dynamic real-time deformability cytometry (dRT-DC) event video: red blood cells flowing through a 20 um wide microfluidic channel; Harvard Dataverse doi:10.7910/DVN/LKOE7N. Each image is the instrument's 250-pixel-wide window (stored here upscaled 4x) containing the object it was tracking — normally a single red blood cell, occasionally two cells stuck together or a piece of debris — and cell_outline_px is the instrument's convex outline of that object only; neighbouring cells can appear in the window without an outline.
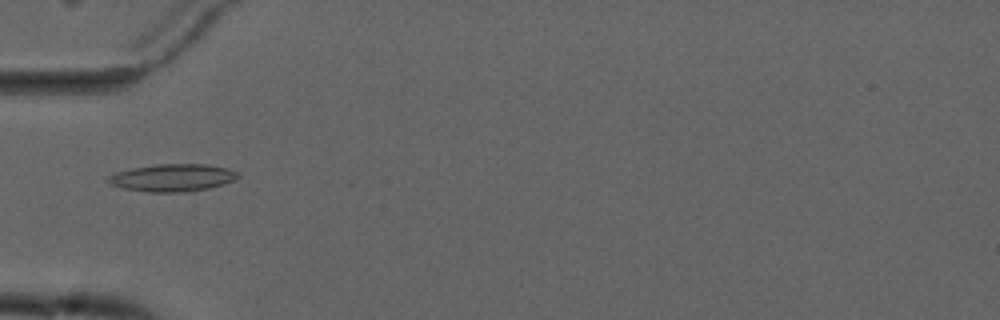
{"species": "common noctule bat (a hibernating species)", "species_latin": "Nyctalus noctula", "temperature_condition": "cold", "stored_images_in_passage": 3, "camera_frame_rate_fps": 3000, "um_per_image_px": 0.085, "animal": {"sex": "male", "forearm_length_mm": 52.5}, "frame": {"image": 1, "passage_image": 1, "time_ms": 0.0, "image_size_px": [1000, 320], "cell_outline_px": [[240, 176], [236, 180], [224, 184], [192, 192], [148, 192], [120, 188], [108, 184], [104, 180], [108, 176], [116, 172], [132, 168], [156, 164], [208, 164], [228, 168], [240, 172]], "centroid_in_image_um": [14.66, 15.11], "position_along_channel_um": 70.3, "area_um2": 21.27}}
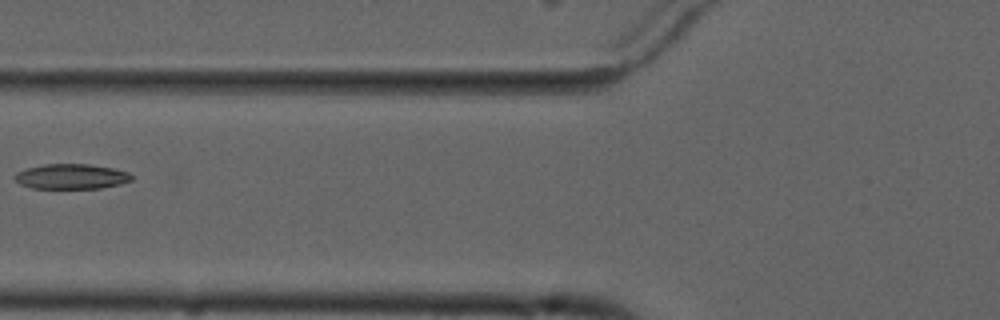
{"frame": {"image": 2, "passage_image": 2, "time_ms": 1.333, "image_size_px": [1000, 320], "cell_outline_px": [[132, 180], [120, 184], [100, 188], [32, 188], [20, 184], [12, 176], [16, 172], [28, 168], [44, 164], [88, 164], [112, 168], [128, 172], [132, 176]], "centroid_in_image_um": [6.04, 15.0], "position_along_channel_um": 119.8, "area_um2": 16.99}}
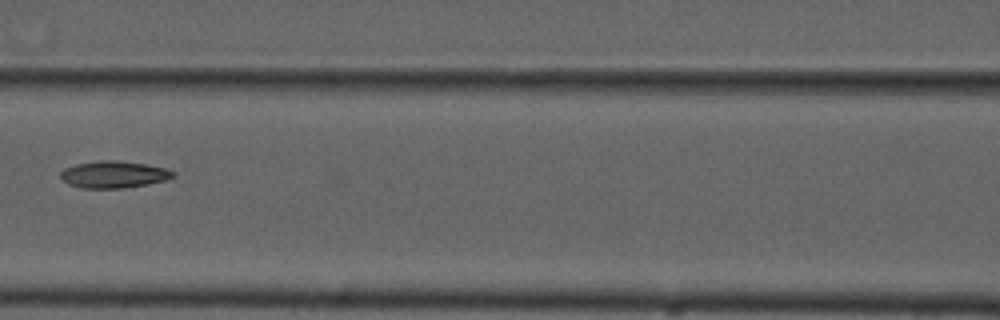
{"frame": {"image": 3, "passage_image": 3, "time_ms": 2.333, "image_size_px": [1000, 320], "cell_outline_px": [[176, 176], [164, 180], [148, 184], [124, 188], [80, 188], [68, 184], [60, 176], [60, 172], [64, 168], [76, 164], [100, 160], [116, 160], [144, 164], [164, 168], [176, 172]], "centroid_in_image_um": [9.65, 14.83], "position_along_channel_um": 156.9, "area_um2": 17.63}}